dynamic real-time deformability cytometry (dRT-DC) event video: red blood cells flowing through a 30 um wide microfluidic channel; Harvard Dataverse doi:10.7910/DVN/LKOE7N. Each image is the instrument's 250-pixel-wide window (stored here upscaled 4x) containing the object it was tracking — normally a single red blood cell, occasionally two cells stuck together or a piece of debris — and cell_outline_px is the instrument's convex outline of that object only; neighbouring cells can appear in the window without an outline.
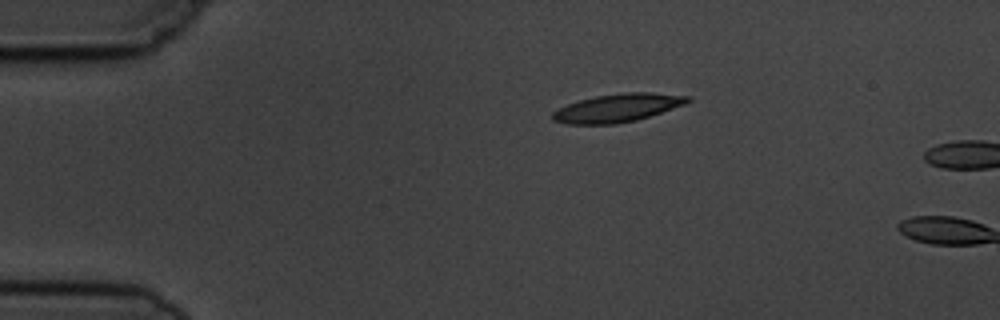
{"species": "common noctule bat (a hibernating species)", "species_latin": "Nyctalus noctula", "temperature_condition": "cold", "stored_images_in_passage": 2, "camera_frame_rate_fps": 3000, "um_per_image_px": 0.085, "animal": {"sex": "male", "body_mass_g": 19.5, "forearm_length_mm": 54.6}, "frame": {"image": 1, "passage_image": 1, "time_ms": 0.0, "image_size_px": [1000, 320], "cell_outline_px": [[692, 100], [684, 104], [636, 120], [616, 124], [568, 124], [552, 120], [552, 112], [568, 104], [580, 100], [596, 96], [624, 92], [648, 92], [692, 96]], "centroid_in_image_um": [52.49, 9.17], "position_along_channel_um": 32.5, "area_um2": 21.96}}